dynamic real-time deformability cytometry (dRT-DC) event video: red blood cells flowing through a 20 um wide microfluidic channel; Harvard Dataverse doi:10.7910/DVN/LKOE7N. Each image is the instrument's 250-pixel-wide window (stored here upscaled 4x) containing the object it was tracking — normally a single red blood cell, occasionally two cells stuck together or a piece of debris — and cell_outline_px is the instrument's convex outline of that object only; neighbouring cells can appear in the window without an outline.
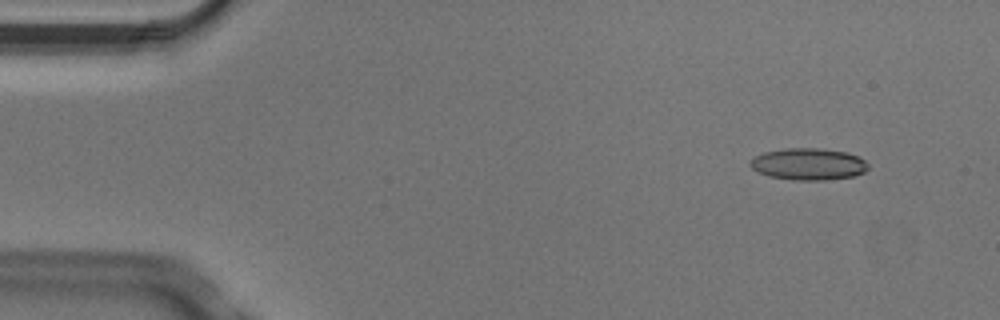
{"species": "Egyptian fruit bat (a non-hibernating species)", "species_latin": "Rousettus aegyptiacus", "temperature_condition": "cold", "stored_images_in_passage": 5, "camera_frame_rate_fps": 3000, "um_per_image_px": 0.085, "animal": {"sex": "male"}, "frame": {"image": 1, "passage_image": 2, "time_ms": 0.333, "image_size_px": [1000, 320], "cell_outline_px": [[868, 168], [864, 172], [856, 176], [824, 180], [792, 180], [768, 176], [756, 172], [748, 164], [756, 156], [764, 152], [784, 148], [816, 148], [848, 152], [864, 160], [868, 164]], "centroid_in_image_um": [68.7, 13.95], "position_along_channel_um": 16.3, "area_um2": 21.96}}
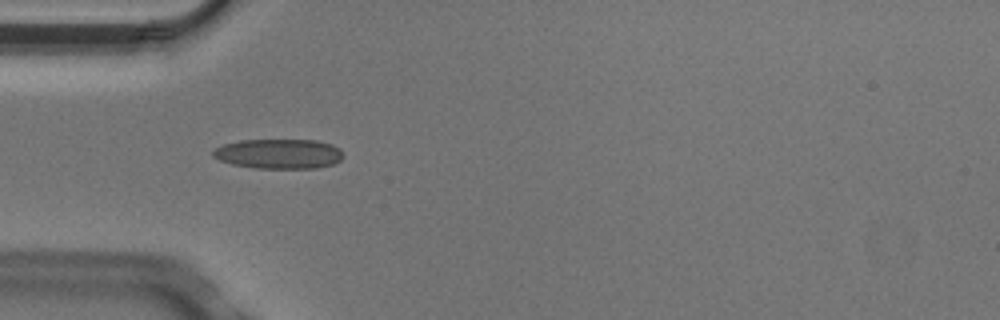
{"frame": {"image": 2, "passage_image": 5, "time_ms": 1.333, "image_size_px": [1000, 320], "cell_outline_px": [[344, 156], [340, 160], [332, 164], [316, 168], [252, 168], [232, 164], [220, 160], [212, 156], [212, 152], [216, 148], [224, 144], [240, 140], [316, 140], [332, 144], [340, 148]], "centroid_in_image_um": [23.71, 13.07], "position_along_channel_um": 61.3, "area_um2": 22.66}}